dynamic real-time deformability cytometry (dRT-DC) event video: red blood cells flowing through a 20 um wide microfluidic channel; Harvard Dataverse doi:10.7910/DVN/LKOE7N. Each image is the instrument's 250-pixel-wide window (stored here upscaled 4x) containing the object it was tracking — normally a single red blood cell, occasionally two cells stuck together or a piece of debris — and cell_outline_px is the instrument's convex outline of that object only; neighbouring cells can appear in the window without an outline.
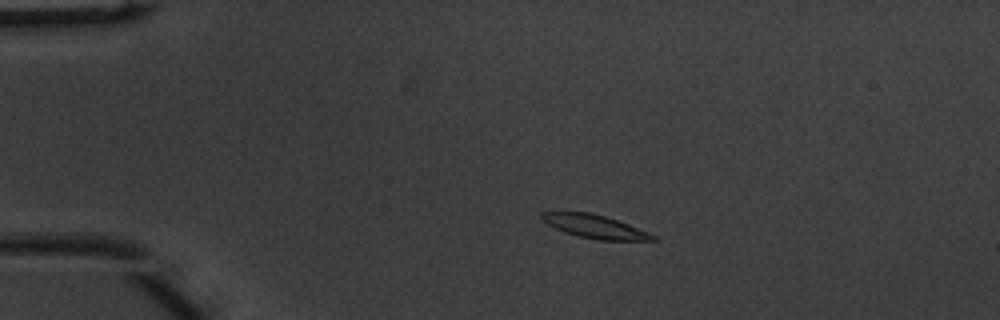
{"species": "common noctule bat (a hibernating species)", "species_latin": "Nyctalus noctula", "temperature_condition": "warm", "stored_images_in_passage": 52, "camera_frame_rate_fps": 3000, "um_per_image_px": 0.085, "animal": {"sex": "male", "body_mass_g": 20.1, "forearm_length_mm": 53.5}, "frame": {"image": 1, "passage_image": 11, "time_ms": 3.333, "image_size_px": [1000, 320], "cell_outline_px": [[656, 240], [600, 240], [580, 236], [564, 232], [540, 220], [540, 212], [592, 212], [628, 224], [648, 232], [656, 236]], "centroid_in_image_um": [50.52, 19.24], "position_along_channel_um": 34.5, "area_um2": 14.91}}
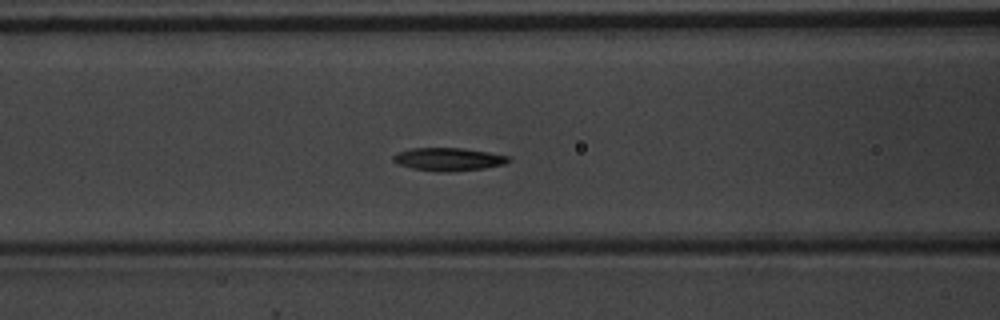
{"frame": {"image": 2, "passage_image": 22, "time_ms": 7.0, "image_size_px": [1000, 320], "cell_outline_px": [[512, 160], [504, 164], [484, 168], [452, 172], [440, 172], [412, 168], [400, 164], [392, 160], [392, 156], [396, 152], [412, 148], [460, 148], [488, 152], [508, 156]], "centroid_in_image_um": [38.11, 13.54], "position_along_channel_um": 128.5, "area_um2": 15.43}}
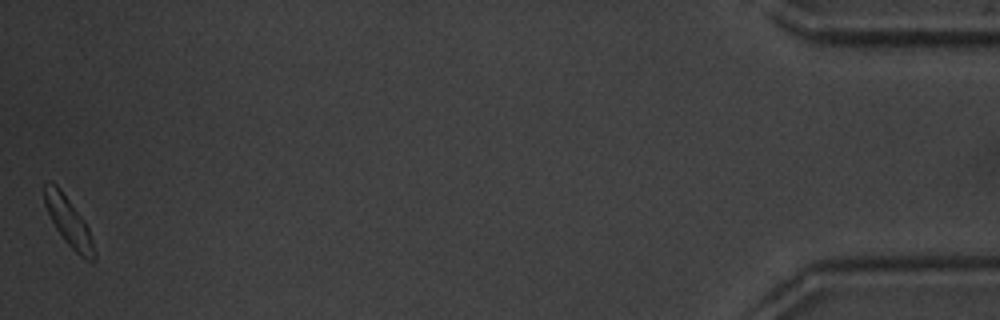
{"frame": {"image": 3, "passage_image": 52, "time_ms": 17.0, "image_size_px": [1000, 320], "cell_outline_px": [[96, 260], [92, 264], [84, 260], [64, 240], [56, 228], [44, 204], [44, 184], [56, 184], [60, 188], [84, 220], [88, 228], [96, 252]], "centroid_in_image_um": [5.88, 18.92], "position_along_channel_um": 429.3, "area_um2": 14.05}, "authors_computed_cell_mechanics": {"area_um2": 15.2592, "velocity_mm_per_s": 3.8934, "shape_relaxation_time_tau1_ms": 8.0145, "shape_relaxation_time_tau2_ms": null, "deformation_change_tau1": 0.3421, "deformation_change_tau2": null}}